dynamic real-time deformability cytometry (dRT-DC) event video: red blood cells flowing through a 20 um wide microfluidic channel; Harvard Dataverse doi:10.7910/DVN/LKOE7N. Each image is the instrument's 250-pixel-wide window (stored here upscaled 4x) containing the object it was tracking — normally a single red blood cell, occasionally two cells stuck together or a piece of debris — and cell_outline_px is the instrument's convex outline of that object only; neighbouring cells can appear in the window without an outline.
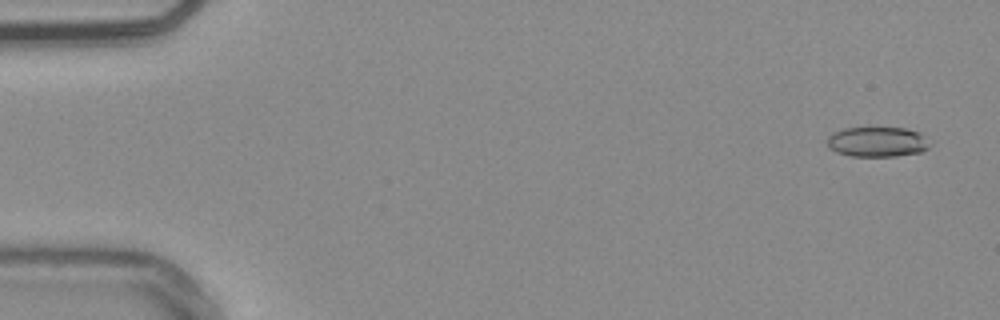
{"species": "common noctule bat (a hibernating species)", "species_latin": "Nyctalus noctula", "temperature_condition": "warm", "stored_images_in_passage": 54, "camera_frame_rate_fps": 3000, "um_per_image_px": 0.085, "animal": {"sex": "male", "body_mass_g": 20.4}, "frame": {"image": 1, "passage_image": 3, "time_ms": 0.667, "image_size_px": [1000, 320], "cell_outline_px": [[932, 144], [928, 148], [920, 152], [896, 156], [852, 156], [836, 152], [828, 148], [828, 136], [832, 132], [844, 128], [904, 128], [920, 132]], "centroid_in_image_um": [74.57, 12.06], "position_along_channel_um": 10.4, "area_um2": 18.03}}
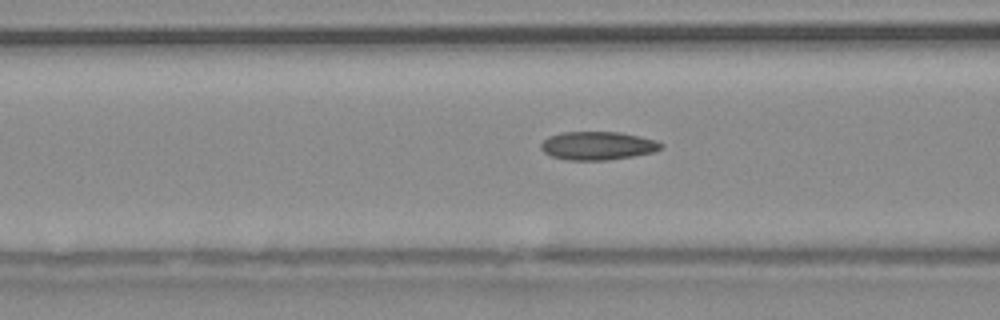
{"frame": {"image": 2, "passage_image": 22, "time_ms": 7.0, "image_size_px": [1000, 320], "cell_outline_px": [[664, 148], [656, 152], [608, 160], [568, 160], [552, 156], [544, 152], [540, 148], [540, 144], [548, 136], [564, 132], [620, 132], [640, 136], [656, 140], [664, 144]], "centroid_in_image_um": [50.84, 12.38], "position_along_channel_um": 115.8, "area_um2": 20.0}}
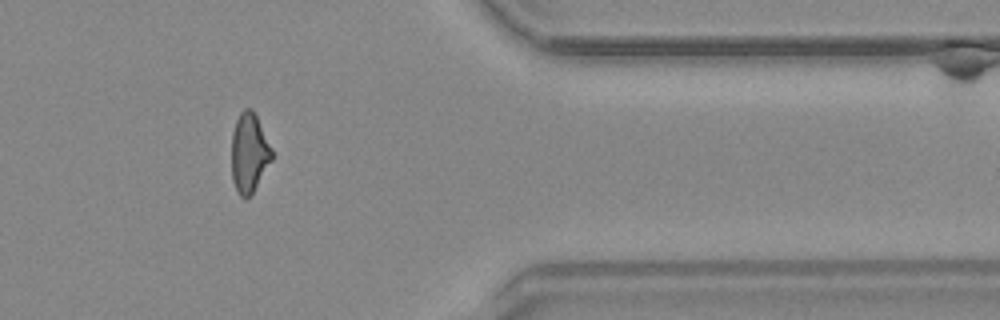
{"frame": {"image": 3, "passage_image": 45, "time_ms": 14.667, "image_size_px": [1000, 320], "cell_outline_px": [[272, 160], [252, 192], [244, 200], [236, 192], [232, 180], [232, 132], [236, 120], [240, 112], [244, 108], [252, 108], [272, 148]], "centroid_in_image_um": [21.16, 12.99], "position_along_channel_um": 390.2, "area_um2": 18.55}, "authors_computed_cell_mechanics": {"area_um2": 19.0451, "velocity_mm_per_s": 3.825, "shape_relaxation_time_tau1_ms": 10.2531, "shape_relaxation_time_tau2_ms": 2.5324, "deformation_change_tau1": 0.2485, "deformation_change_tau2": 0.0927}}